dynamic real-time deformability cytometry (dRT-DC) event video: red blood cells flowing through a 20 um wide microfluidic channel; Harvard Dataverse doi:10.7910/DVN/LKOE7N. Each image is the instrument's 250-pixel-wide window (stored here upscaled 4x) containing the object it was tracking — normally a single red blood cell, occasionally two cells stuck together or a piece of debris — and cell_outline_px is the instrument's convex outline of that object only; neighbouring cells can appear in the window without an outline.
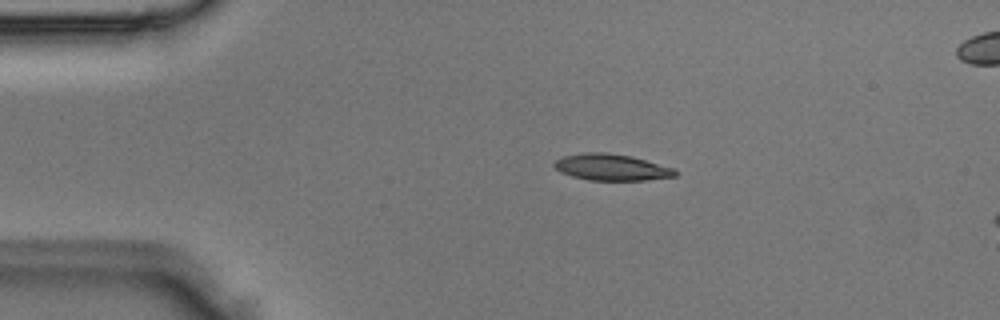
{"species": "Egyptian fruit bat (a non-hibernating species)", "species_latin": "Rousettus aegyptiacus", "temperature_condition": "room temperature", "stored_images_in_passage": 4, "camera_frame_rate_fps": 3000, "um_per_image_px": 0.085, "animal": {"sex": "male"}, "frame": {"image": 1, "passage_image": 2, "time_ms": 0.333, "image_size_px": [1000, 320], "cell_outline_px": [[680, 172], [676, 176], [644, 180], [588, 180], [572, 176], [560, 172], [552, 164], [556, 160], [564, 156], [584, 152], [604, 152], [632, 156], [676, 168]], "centroid_in_image_um": [52.02, 14.21], "position_along_channel_um": 33.0, "area_um2": 18.79}}